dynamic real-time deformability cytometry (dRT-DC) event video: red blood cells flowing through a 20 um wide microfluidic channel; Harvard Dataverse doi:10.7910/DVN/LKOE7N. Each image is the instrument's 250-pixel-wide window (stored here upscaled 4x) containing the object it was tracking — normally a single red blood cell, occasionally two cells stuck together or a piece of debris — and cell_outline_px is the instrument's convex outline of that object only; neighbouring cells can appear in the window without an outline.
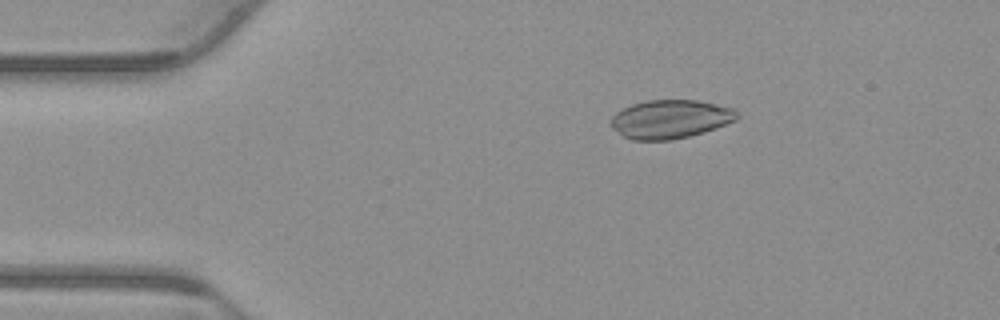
{"species": "common noctule bat (a hibernating species)", "species_latin": "Nyctalus noctula", "temperature_condition": "warm", "stored_images_in_passage": 53, "camera_frame_rate_fps": 3000, "um_per_image_px": 0.085, "animal": {"sex": "male", "body_mass_g": 23.1, "forearm_length_mm": 52.7}, "frame": {"image": 1, "passage_image": 9, "time_ms": 2.667, "image_size_px": [1000, 320], "cell_outline_px": [[740, 116], [736, 120], [716, 128], [704, 132], [672, 140], [632, 140], [624, 136], [612, 128], [608, 124], [608, 120], [616, 112], [632, 104], [648, 100], [696, 100], [716, 104], [732, 108]], "centroid_in_image_um": [56.94, 10.13], "position_along_channel_um": 28.1, "area_um2": 28.44}}
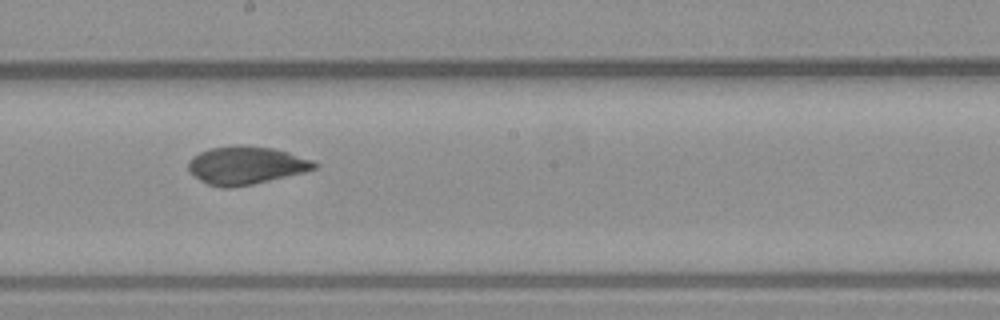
{"frame": {"image": 2, "passage_image": 29, "time_ms": 9.333, "image_size_px": [1000, 320], "cell_outline_px": [[320, 164], [316, 168], [304, 172], [252, 184], [228, 188], [220, 188], [208, 184], [200, 180], [188, 172], [188, 160], [192, 156], [208, 148], [236, 144], [240, 144], [272, 148], [288, 152], [312, 160]], "centroid_in_image_um": [20.86, 14.04], "position_along_channel_um": 227.3, "area_um2": 28.09}}
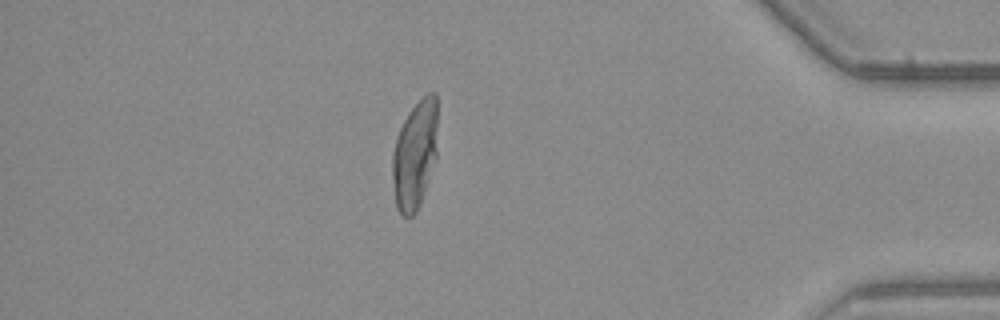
{"frame": {"image": 3, "passage_image": 46, "time_ms": 15.0, "image_size_px": [1000, 320], "cell_outline_px": [[436, 156], [420, 204], [416, 212], [412, 216], [404, 216], [396, 208], [392, 176], [392, 152], [396, 136], [408, 112], [428, 92], [436, 92]], "centroid_in_image_um": [35.24, 13.16], "position_along_channel_um": 400.0, "area_um2": 28.32}, "authors_computed_cell_mechanics": {"area_um2": 28.3798, "velocity_mm_per_s": 3.8119, "shape_relaxation_time_tau1_ms": null, "shape_relaxation_time_tau2_ms": 0.7911, "deformation_change_tau1": null, "deformation_change_tau2": 0.0397}}